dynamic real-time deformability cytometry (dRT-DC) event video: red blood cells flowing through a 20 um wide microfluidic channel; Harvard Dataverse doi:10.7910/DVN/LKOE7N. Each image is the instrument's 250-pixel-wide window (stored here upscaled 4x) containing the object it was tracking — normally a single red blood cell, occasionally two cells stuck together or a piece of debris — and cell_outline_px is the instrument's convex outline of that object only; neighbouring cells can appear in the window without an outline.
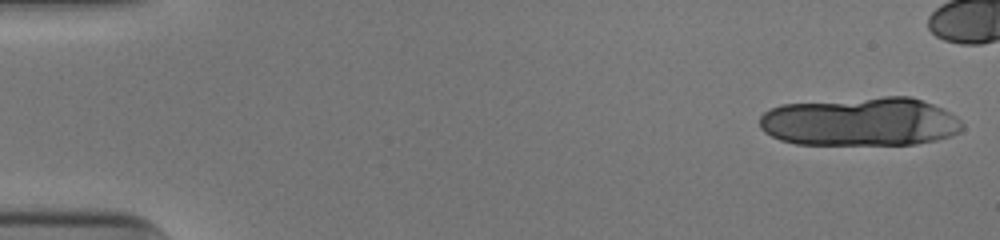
{"species": "human", "species_latin": "Homo sapiens", "temperature_condition": "cold", "stored_images_in_passage": 15, "camera_frame_rate_fps": 3000, "um_per_image_px": 0.085, "donor": {"sex": "male"}, "frame": {"image": 1, "passage_image": 1, "time_ms": 0.0, "image_size_px": [1000, 240], "cell_outline_px": [[964, 128], [960, 132], [952, 136], [936, 140], [916, 144], [796, 144], [780, 140], [764, 132], [760, 128], [760, 116], [764, 112], [780, 104], [884, 96], [912, 96], [932, 104], [956, 116], [964, 124]], "centroid_in_image_um": [73.15, 10.34], "position_along_channel_um": 11.9, "area_um2": 57.92}}